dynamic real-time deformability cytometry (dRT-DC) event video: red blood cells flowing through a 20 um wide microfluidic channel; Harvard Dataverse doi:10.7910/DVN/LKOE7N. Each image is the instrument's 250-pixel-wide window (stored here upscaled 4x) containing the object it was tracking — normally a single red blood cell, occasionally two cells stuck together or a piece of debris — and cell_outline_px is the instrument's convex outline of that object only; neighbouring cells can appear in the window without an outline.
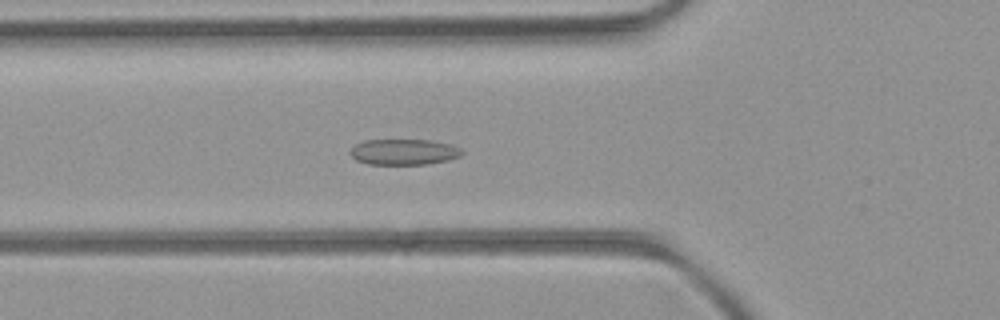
{"species": "common noctule bat (a hibernating species)", "species_latin": "Nyctalus noctula", "temperature_condition": "room temperature", "stored_images_in_passage": 36, "camera_frame_rate_fps": 3000, "um_per_image_px": 0.085, "animal": {"sex": "female", "body_mass_g": 21.9}, "frame": {"image": 1, "passage_image": 3, "time_ms": 0.667, "image_size_px": [1000, 320], "cell_outline_px": [[464, 152], [460, 156], [448, 160], [428, 164], [368, 164], [356, 160], [348, 152], [356, 144], [364, 140], [432, 140], [452, 144], [460, 148]], "centroid_in_image_um": [34.34, 12.91], "position_along_channel_um": 91.5, "area_um2": 16.88}}
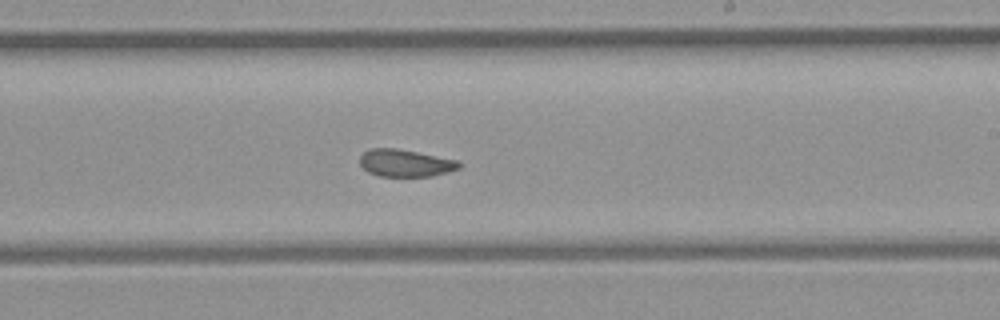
{"frame": {"image": 2, "passage_image": 15, "time_ms": 4.667, "image_size_px": [1000, 320], "cell_outline_px": [[460, 168], [432, 176], [380, 176], [368, 172], [360, 164], [360, 156], [364, 152], [372, 148], [396, 148], [460, 160]], "centroid_in_image_um": [34.47, 13.85], "position_along_channel_um": 254.5, "area_um2": 15.72}}
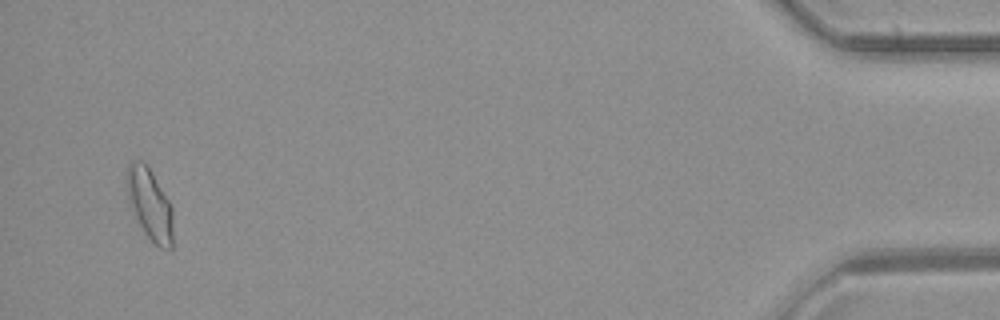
{"frame": {"image": 3, "passage_image": 34, "time_ms": 11.0, "image_size_px": [1000, 320], "cell_outline_px": [[172, 248], [160, 248], [144, 232], [128, 200], [128, 164], [132, 160], [144, 160], [168, 200], [172, 208]], "centroid_in_image_um": [12.74, 17.35], "position_along_channel_um": 422.5, "area_um2": 18.55}, "authors_computed_cell_mechanics": {"area_um2": 16.762, "velocity_mm_per_s": 4.0624, "shape_relaxation_time_tau1_ms": null, "shape_relaxation_time_tau2_ms": 1.9143, "deformation_change_tau1": null, "deformation_change_tau2": 0.0719}}